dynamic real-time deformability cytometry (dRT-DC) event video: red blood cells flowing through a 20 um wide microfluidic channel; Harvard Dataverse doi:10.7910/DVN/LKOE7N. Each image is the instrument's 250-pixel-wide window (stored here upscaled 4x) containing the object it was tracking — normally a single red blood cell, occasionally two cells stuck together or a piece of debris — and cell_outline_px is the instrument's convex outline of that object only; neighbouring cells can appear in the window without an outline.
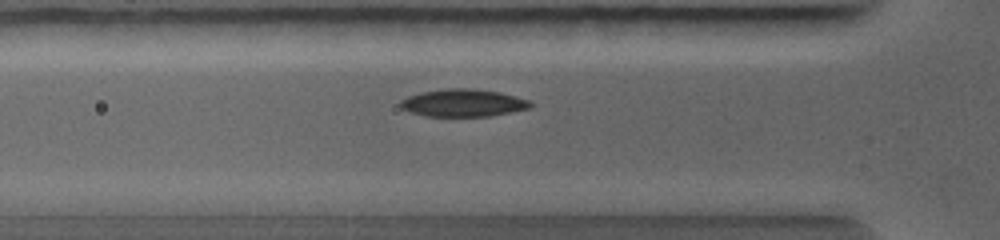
{"species": "common noctule bat (a hibernating species)", "species_latin": "Nyctalus noctula", "temperature_condition": "warm", "stored_images_in_passage": 27, "camera_frame_rate_fps": 5000, "um_per_image_px": 0.085, "animal": {"sex": "female", "body_mass_g": 19.0, "forearm_length_mm": 56.7}, "frame": {"image": 1, "passage_image": 8, "time_ms": 2.4, "image_size_px": [1000, 240], "cell_outline_px": [[532, 104], [528, 108], [488, 116], [428, 116], [412, 112], [400, 108], [400, 100], [408, 96], [424, 92], [448, 88], [472, 88], [496, 92], [528, 100]], "centroid_in_image_um": [39.31, 8.75], "position_along_channel_um": 86.5, "area_um2": 20.29}}
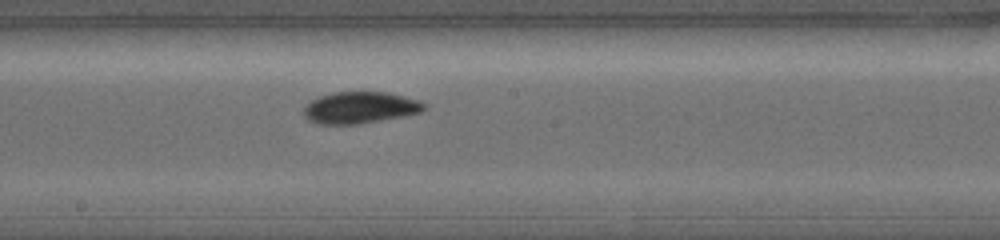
{"frame": {"image": 2, "passage_image": 16, "time_ms": 4.6, "image_size_px": [1000, 240], "cell_outline_px": [[424, 108], [420, 112], [400, 116], [356, 124], [316, 124], [308, 120], [304, 116], [304, 108], [312, 100], [336, 92], [380, 92], [400, 96], [416, 100], [424, 104]], "centroid_in_image_um": [30.53, 9.16], "position_along_channel_um": 217.7, "area_um2": 21.39}}
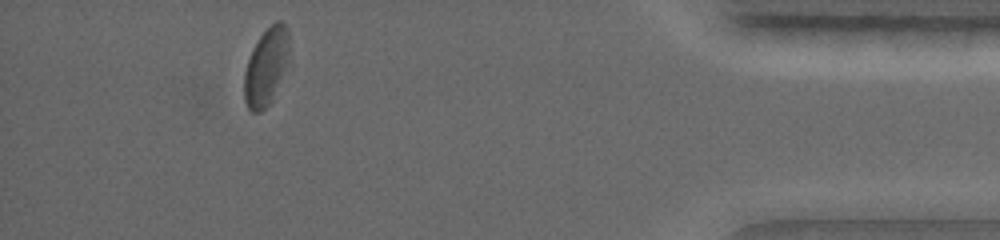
{"frame": {"image": 3, "passage_image": 27, "time_ms": 8.8, "image_size_px": [1000, 240], "cell_outline_px": [[288, 48], [280, 72], [268, 104], [260, 112], [252, 112], [248, 108], [244, 100], [244, 72], [252, 48], [260, 36], [276, 20], [280, 20], [284, 24], [288, 32]], "centroid_in_image_um": [22.53, 5.63], "position_along_channel_um": 412.7, "area_um2": 18.84}}